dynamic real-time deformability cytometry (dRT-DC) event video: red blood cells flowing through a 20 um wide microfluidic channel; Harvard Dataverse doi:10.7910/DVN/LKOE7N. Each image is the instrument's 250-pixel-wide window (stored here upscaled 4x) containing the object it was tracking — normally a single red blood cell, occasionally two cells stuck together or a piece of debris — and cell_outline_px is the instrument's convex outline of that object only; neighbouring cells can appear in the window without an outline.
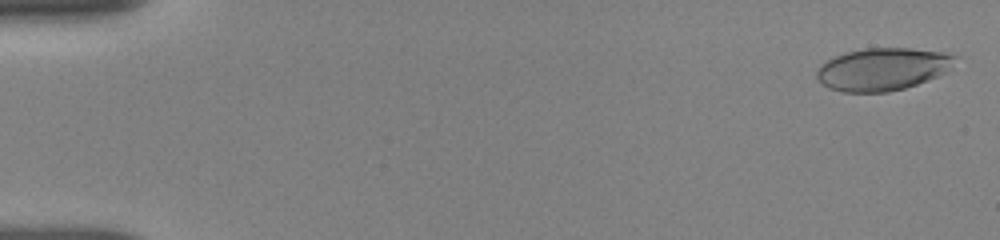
{"species": "human", "species_latin": "Homo sapiens", "temperature_condition": "room temperature", "stored_images_in_passage": 21, "camera_frame_rate_fps": 3000, "um_per_image_px": 0.085, "donor": {"sex": "female"}, "frame": {"image": 1, "passage_image": 1, "time_ms": 0.0, "image_size_px": [1000, 240], "cell_outline_px": [[960, 56], [948, 72], [916, 84], [904, 88], [888, 92], [840, 92], [828, 88], [816, 76], [816, 72], [820, 64], [844, 52], [864, 48], [908, 48], [944, 52]], "centroid_in_image_um": [75.05, 5.87], "position_along_channel_um": 9.9, "area_um2": 34.51}}
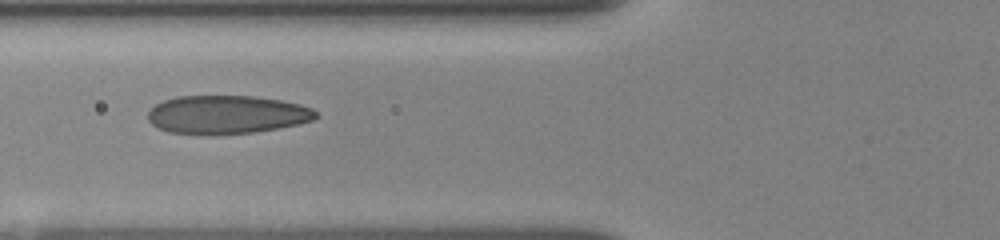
{"frame": {"image": 2, "passage_image": 13, "time_ms": 6.333, "image_size_px": [1000, 240], "cell_outline_px": [[320, 116], [312, 120], [296, 124], [276, 128], [252, 132], [212, 136], [168, 132], [156, 128], [148, 120], [148, 112], [156, 104], [164, 100], [176, 96], [252, 96], [280, 100], [300, 104], [312, 108]], "centroid_in_image_um": [19.23, 9.75], "position_along_channel_um": 106.6, "area_um2": 37.86}}
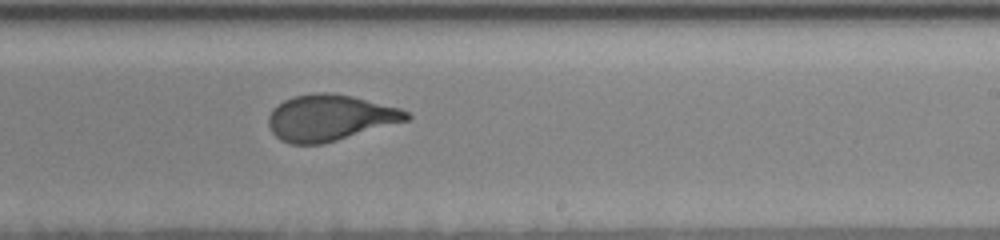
{"frame": {"image": 3, "passage_image": 21, "time_ms": 10.333, "image_size_px": [1000, 240], "cell_outline_px": [[412, 116], [408, 120], [324, 144], [288, 144], [280, 140], [272, 132], [268, 124], [268, 116], [272, 108], [284, 100], [292, 96], [316, 92], [328, 92], [352, 96], [400, 108], [408, 112]], "centroid_in_image_um": [28.01, 10.01], "position_along_channel_um": 261.0, "area_um2": 37.22}}